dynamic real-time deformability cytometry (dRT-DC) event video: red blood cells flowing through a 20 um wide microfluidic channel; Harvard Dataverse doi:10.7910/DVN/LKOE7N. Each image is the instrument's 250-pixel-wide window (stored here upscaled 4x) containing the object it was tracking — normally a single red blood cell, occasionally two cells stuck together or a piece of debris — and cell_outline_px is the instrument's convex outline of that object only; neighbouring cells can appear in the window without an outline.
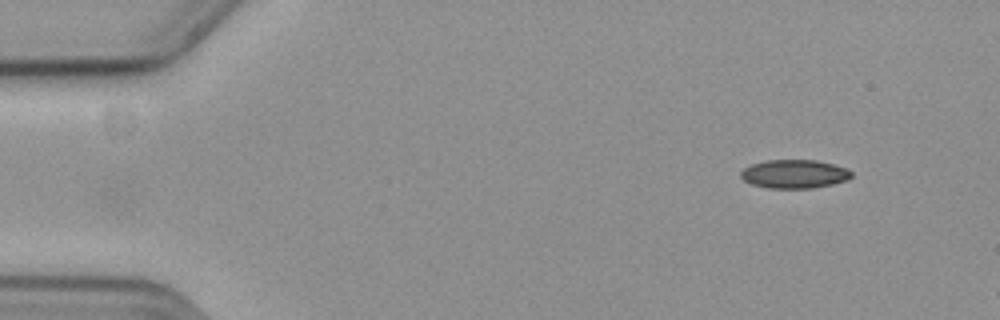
{"species": "common noctule bat (a hibernating species)", "species_latin": "Nyctalus noctula", "temperature_condition": "cold", "stored_images_in_passage": 8, "camera_frame_rate_fps": 3000, "um_per_image_px": 0.085, "animal": {"sex": "female", "body_mass_g": 19.3, "forearm_length_mm": 54.1}, "frame": {"image": 1, "passage_image": 1, "time_ms": 0.0, "image_size_px": [1000, 320], "cell_outline_px": [[852, 176], [848, 180], [832, 184], [812, 188], [768, 188], [752, 184], [744, 180], [740, 176], [740, 172], [744, 168], [752, 164], [764, 160], [816, 160], [848, 168], [852, 172]], "centroid_in_image_um": [67.53, 14.78], "position_along_channel_um": 17.5, "area_um2": 18.5}}